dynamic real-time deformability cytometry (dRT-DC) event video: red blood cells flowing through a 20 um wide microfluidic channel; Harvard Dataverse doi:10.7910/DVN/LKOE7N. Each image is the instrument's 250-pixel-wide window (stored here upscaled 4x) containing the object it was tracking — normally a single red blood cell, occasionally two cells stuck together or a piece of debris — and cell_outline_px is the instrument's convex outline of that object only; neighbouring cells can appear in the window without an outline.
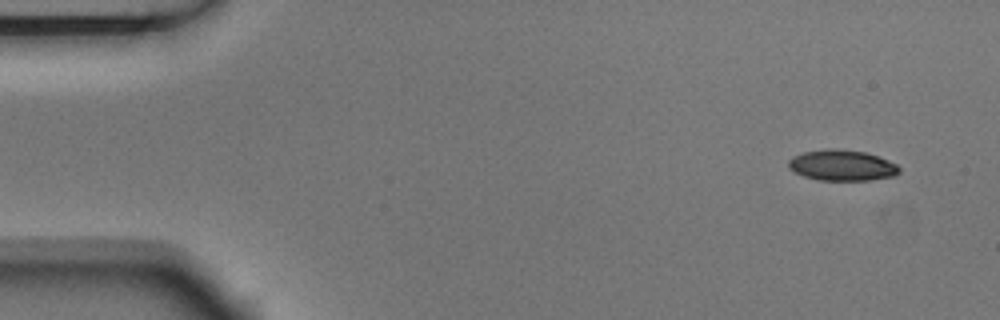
{"species": "Egyptian fruit bat (a non-hibernating species)", "species_latin": "Rousettus aegyptiacus", "temperature_condition": "room temperature", "stored_images_in_passage": 4, "camera_frame_rate_fps": 3000, "um_per_image_px": 0.085, "animal": {"sex": "male"}, "frame": {"image": 1, "passage_image": 1, "time_ms": 0.0, "image_size_px": [1000, 320], "cell_outline_px": [[900, 172], [892, 176], [868, 180], [820, 180], [804, 176], [788, 168], [788, 160], [792, 156], [804, 152], [828, 148], [836, 148], [864, 152], [888, 160], [896, 164], [900, 168]], "centroid_in_image_um": [71.54, 14.04], "position_along_channel_um": 13.5, "area_um2": 19.77}}
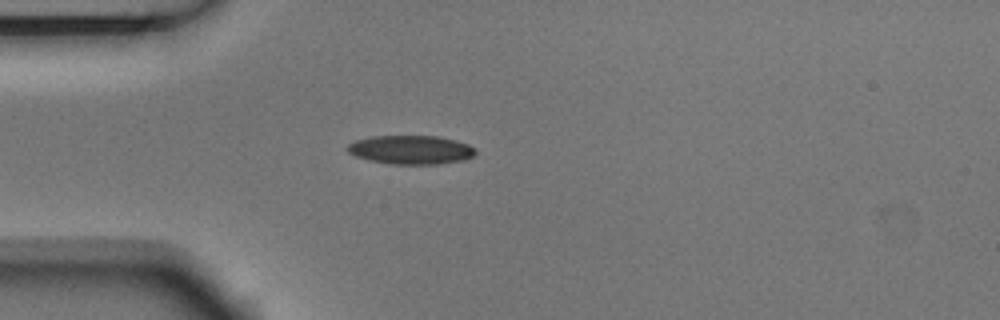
{"frame": {"image": 2, "passage_image": 4, "time_ms": 1.0, "image_size_px": [1000, 320], "cell_outline_px": [[476, 152], [472, 156], [460, 160], [440, 164], [392, 164], [368, 160], [356, 156], [348, 152], [344, 148], [348, 144], [356, 140], [372, 136], [440, 136], [456, 140], [468, 144], [476, 148]], "centroid_in_image_um": [34.9, 12.72], "position_along_channel_um": 50.1, "area_um2": 21.56}}